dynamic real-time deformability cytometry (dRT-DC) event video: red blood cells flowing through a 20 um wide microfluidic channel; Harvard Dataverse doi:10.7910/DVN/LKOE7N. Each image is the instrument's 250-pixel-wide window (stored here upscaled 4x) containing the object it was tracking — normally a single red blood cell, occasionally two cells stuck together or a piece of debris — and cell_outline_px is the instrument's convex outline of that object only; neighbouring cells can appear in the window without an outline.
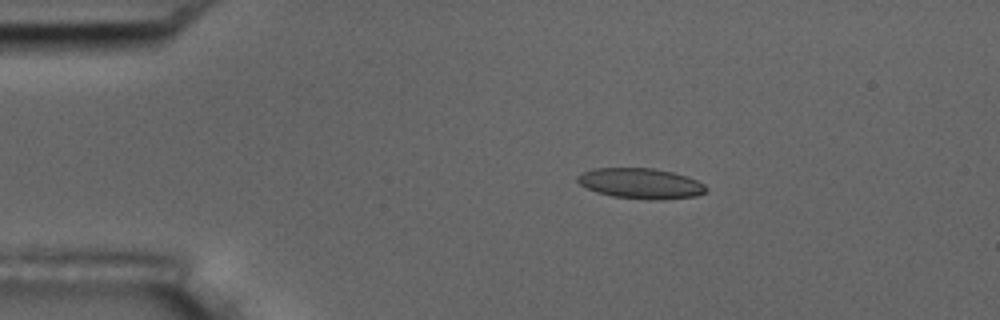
{"species": "common noctule bat (a hibernating species)", "species_latin": "Nyctalus noctula", "temperature_condition": "room temperature", "stored_images_in_passage": 3, "camera_frame_rate_fps": 3000, "um_per_image_px": 0.085, "animal": {"sex": "male", "body_mass_g": 17.5, "forearm_length_mm": 52.3}, "frame": {"image": 1, "passage_image": 2, "time_ms": 1.0, "image_size_px": [1000, 320], "cell_outline_px": [[708, 188], [704, 192], [696, 196], [660, 200], [648, 200], [612, 196], [596, 192], [580, 184], [576, 180], [576, 176], [580, 172], [592, 168], [652, 168], [672, 172], [688, 176], [704, 184]], "centroid_in_image_um": [54.43, 15.59], "position_along_channel_um": 30.6, "area_um2": 23.0}}